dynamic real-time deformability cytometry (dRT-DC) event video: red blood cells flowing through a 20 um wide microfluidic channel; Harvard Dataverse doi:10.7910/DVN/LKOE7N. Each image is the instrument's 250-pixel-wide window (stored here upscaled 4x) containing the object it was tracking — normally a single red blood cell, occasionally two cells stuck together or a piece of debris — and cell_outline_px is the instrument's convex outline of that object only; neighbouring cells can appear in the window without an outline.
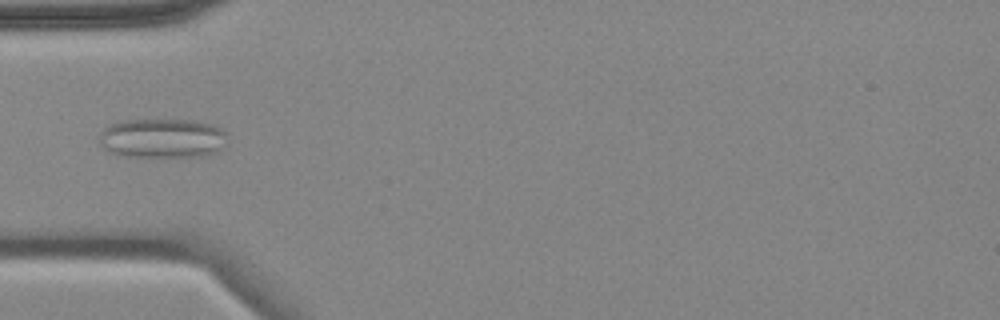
{"species": "common noctule bat (a hibernating species)", "species_latin": "Nyctalus noctula", "temperature_condition": "cold", "stored_images_in_passage": 7, "camera_frame_rate_fps": 3000, "um_per_image_px": 0.085, "animal": {"sex": "female", "body_mass_g": 18.4}, "frame": {"image": 1, "passage_image": 5, "time_ms": 5.333, "image_size_px": [1000, 320], "cell_outline_px": [[224, 148], [208, 156], [120, 156], [108, 152], [100, 144], [100, 132], [108, 124], [120, 120], [196, 120], [212, 124], [220, 128], [224, 132]], "centroid_in_image_um": [13.77, 11.75], "position_along_channel_um": 71.2, "area_um2": 29.65}}